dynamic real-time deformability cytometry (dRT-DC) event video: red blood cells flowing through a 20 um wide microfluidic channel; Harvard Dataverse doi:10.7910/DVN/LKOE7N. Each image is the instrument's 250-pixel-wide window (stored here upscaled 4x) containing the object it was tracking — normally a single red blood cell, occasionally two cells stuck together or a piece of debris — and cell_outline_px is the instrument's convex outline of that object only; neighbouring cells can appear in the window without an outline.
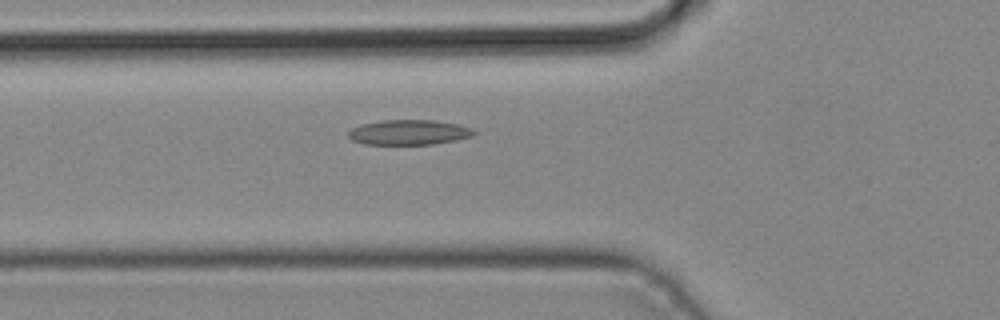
{"species": "common noctule bat (a hibernating species)", "species_latin": "Nyctalus noctula", "temperature_condition": "cold", "stored_images_in_passage": 35, "camera_frame_rate_fps": 3000, "um_per_image_px": 0.085, "animal": {"sex": "male", "body_mass_g": 19.2, "forearm_length_mm": 51.8}, "frame": {"image": 1, "passage_image": 7, "time_ms": 2.0, "image_size_px": [1000, 320], "cell_outline_px": [[480, 132], [472, 136], [456, 140], [432, 144], [364, 144], [352, 140], [348, 136], [348, 132], [352, 128], [360, 124], [384, 120], [432, 120], [456, 124], [472, 128]], "centroid_in_image_um": [34.77, 11.25], "position_along_channel_um": 91.0, "area_um2": 18.32}}
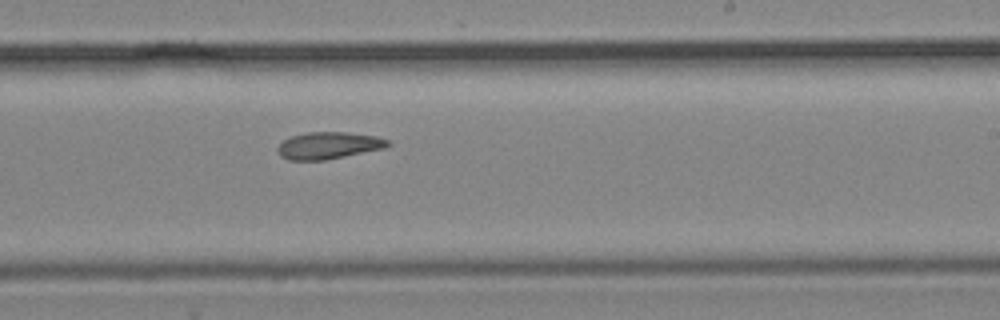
{"frame": {"image": 2, "passage_image": 18, "time_ms": 5.667, "image_size_px": [1000, 320], "cell_outline_px": [[392, 144], [384, 148], [324, 160], [288, 160], [280, 156], [276, 148], [284, 140], [292, 136], [308, 132], [348, 132], [376, 136], [392, 140]], "centroid_in_image_um": [27.95, 12.36], "position_along_channel_um": 261.0, "area_um2": 17.34}}
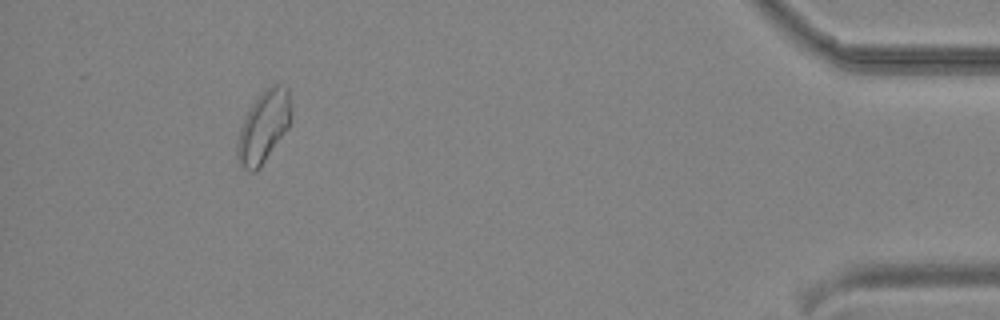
{"frame": {"image": 3, "passage_image": 32, "time_ms": 10.333, "image_size_px": [1000, 320], "cell_outline_px": [[288, 128], [260, 168], [256, 172], [248, 172], [240, 164], [236, 156], [236, 140], [240, 128], [252, 104], [264, 88], [272, 84], [276, 84], [288, 88]], "centroid_in_image_um": [22.34, 10.83], "position_along_channel_um": 412.9, "area_um2": 22.02}}